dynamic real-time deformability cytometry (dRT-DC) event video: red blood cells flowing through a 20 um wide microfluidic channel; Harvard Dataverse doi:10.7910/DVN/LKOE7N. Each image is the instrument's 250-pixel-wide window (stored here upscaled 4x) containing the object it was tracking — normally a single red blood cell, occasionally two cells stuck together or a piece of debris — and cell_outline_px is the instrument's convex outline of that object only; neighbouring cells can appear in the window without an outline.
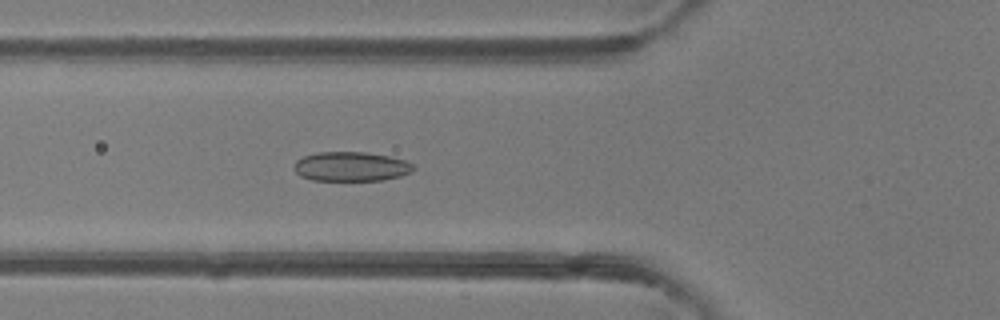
{"species": "common noctule bat (a hibernating species)", "species_latin": "Nyctalus noctula", "temperature_condition": "room temperature", "stored_images_in_passage": 37, "camera_frame_rate_fps": 3000, "um_per_image_px": 0.085, "animal": {"sex": "female"}, "frame": {"image": 1, "passage_image": 19, "time_ms": 6.0, "image_size_px": [1000, 320], "cell_outline_px": [[416, 168], [412, 172], [400, 176], [384, 180], [312, 180], [300, 176], [296, 172], [296, 160], [304, 156], [320, 152], [364, 152], [388, 156], [408, 160]], "centroid_in_image_um": [29.9, 14.15], "position_along_channel_um": 95.9, "area_um2": 20.4}}
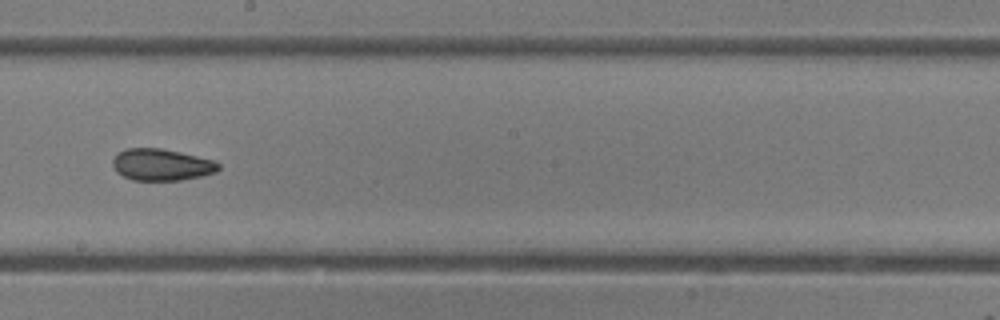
{"frame": {"image": 2, "passage_image": 29, "time_ms": 9.333, "image_size_px": [1000, 320], "cell_outline_px": [[220, 168], [216, 172], [200, 176], [180, 180], [132, 180], [116, 172], [112, 164], [112, 160], [124, 148], [160, 148], [180, 152], [216, 160], [220, 164]], "centroid_in_image_um": [13.75, 13.99], "position_along_channel_um": 234.5, "area_um2": 19.59}}
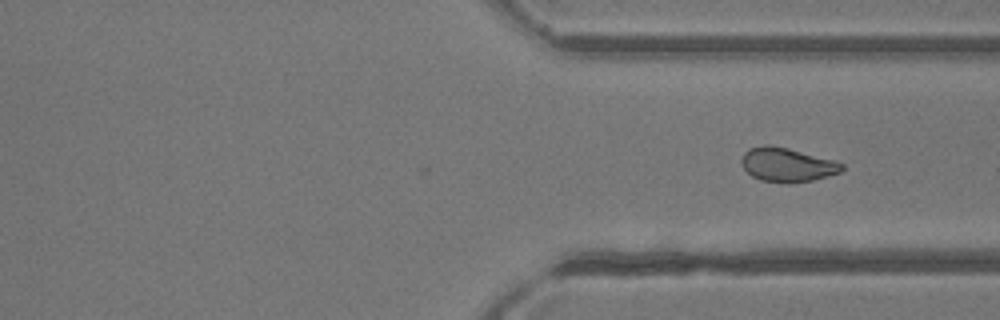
{"frame": {"image": 3, "passage_image": 37, "time_ms": 12.0, "image_size_px": [1000, 320], "cell_outline_px": [[844, 168], [840, 172], [828, 176], [812, 180], [788, 184], [760, 180], [752, 176], [740, 164], [740, 160], [744, 152], [748, 148], [764, 144], [768, 144], [788, 148], [836, 160], [844, 164]], "centroid_in_image_um": [66.89, 14.0], "position_along_channel_um": 344.5, "area_um2": 20.23}}